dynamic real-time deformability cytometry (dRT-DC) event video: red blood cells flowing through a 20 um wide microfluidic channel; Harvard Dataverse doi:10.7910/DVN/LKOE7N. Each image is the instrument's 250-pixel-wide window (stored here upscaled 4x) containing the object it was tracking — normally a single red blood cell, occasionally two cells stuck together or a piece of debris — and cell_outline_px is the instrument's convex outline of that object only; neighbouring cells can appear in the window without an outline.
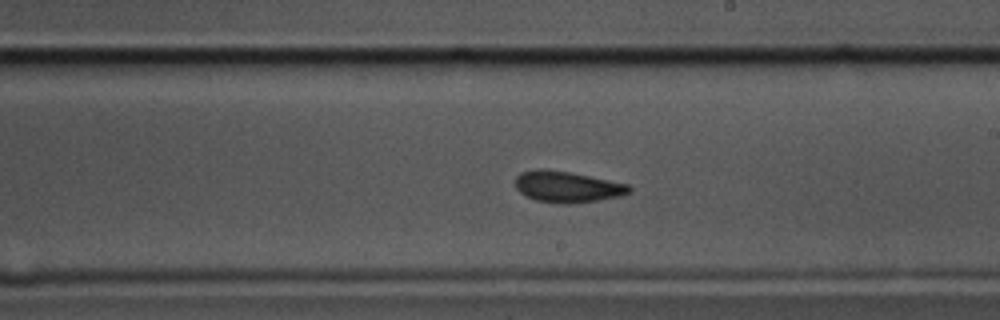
{"species": "common noctule bat (a hibernating species)", "species_latin": "Nyctalus noctula", "temperature_condition": "cold", "stored_images_in_passage": 53, "camera_frame_rate_fps": 3000, "um_per_image_px": 0.085, "animal": {"sex": "male", "body_mass_g": 17.5, "forearm_length_mm": 52.3}, "frame": {"image": 1, "passage_image": 28, "time_ms": 9.0, "image_size_px": [1000, 320], "cell_outline_px": [[632, 192], [620, 196], [600, 200], [572, 204], [556, 204], [536, 200], [520, 192], [516, 188], [516, 176], [520, 172], [536, 168], [544, 168], [572, 172], [628, 184], [632, 188]], "centroid_in_image_um": [48.22, 15.87], "position_along_channel_um": 240.8, "area_um2": 21.04}}
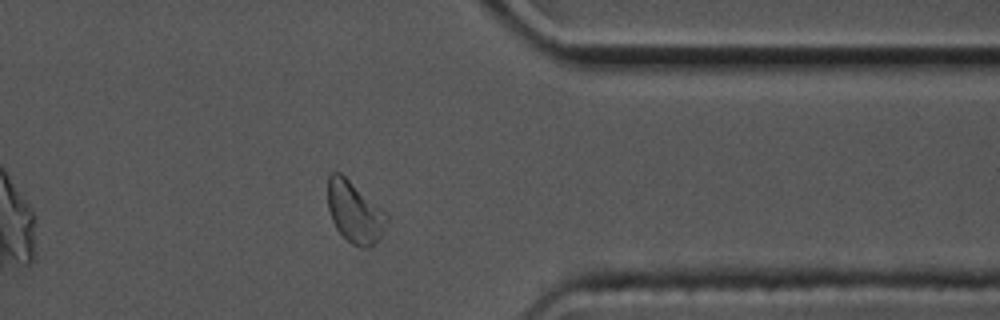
{"frame": {"image": 2, "passage_image": 41, "time_ms": 13.333, "image_size_px": [1000, 320], "cell_outline_px": [[388, 220], [380, 236], [372, 248], [360, 248], [352, 244], [336, 228], [332, 220], [328, 208], [328, 176], [332, 172], [340, 172], [388, 212]], "centroid_in_image_um": [30.17, 18.03], "position_along_channel_um": 381.2, "area_um2": 21.27}}
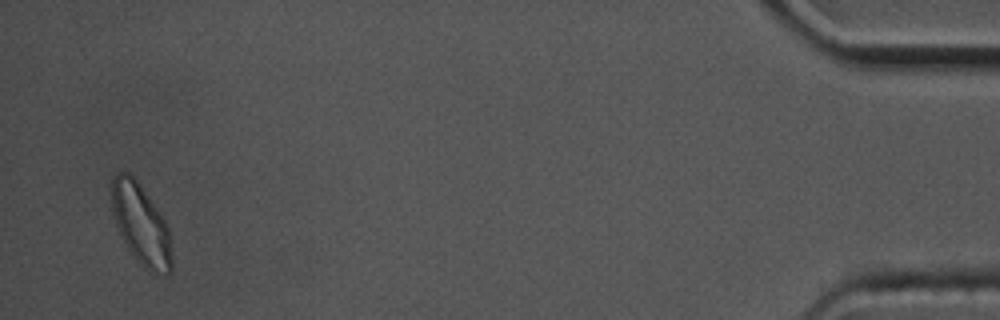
{"frame": {"image": 3, "passage_image": 51, "time_ms": 16.667, "image_size_px": [1000, 320], "cell_outline_px": [[172, 272], [168, 276], [156, 276], [148, 272], [136, 260], [124, 244], [120, 236], [112, 212], [112, 176], [116, 172], [128, 172], [140, 184], [164, 220], [168, 228], [172, 256]], "centroid_in_image_um": [11.99, 19.16], "position_along_channel_um": 423.2, "area_um2": 28.61}, "authors_computed_cell_mechanics": {"area_um2": 20.8658, "velocity_mm_per_s": 3.4678, "shape_relaxation_time_tau1_ms": 4.718, "shape_relaxation_time_tau2_ms": 1.3412, "deformation_change_tau1": 0.111, "deformation_change_tau2": 0.0574}}